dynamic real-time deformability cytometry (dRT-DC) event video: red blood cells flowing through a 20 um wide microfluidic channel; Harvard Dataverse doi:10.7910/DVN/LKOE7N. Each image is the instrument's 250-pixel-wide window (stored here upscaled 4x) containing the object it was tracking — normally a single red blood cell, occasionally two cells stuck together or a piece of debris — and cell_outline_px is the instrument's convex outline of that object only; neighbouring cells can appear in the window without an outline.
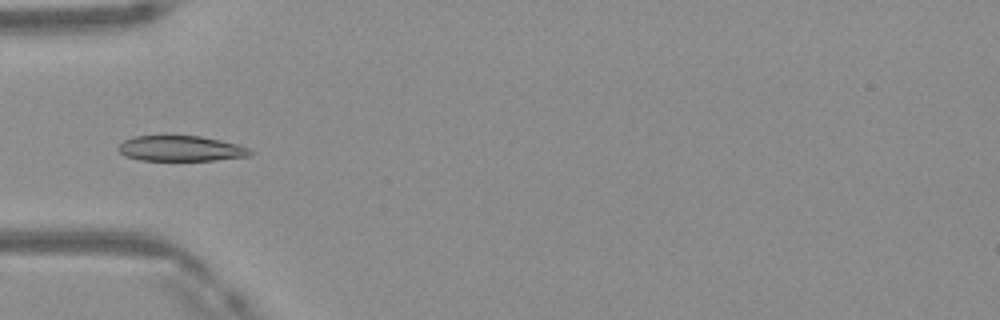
{"species": "Egyptian fruit bat (a non-hibernating species)", "species_latin": "Rousettus aegyptiacus", "temperature_condition": "warm", "stored_images_in_passage": 34, "camera_frame_rate_fps": 3000, "um_per_image_px": 0.085, "frame": {"image": 1, "passage_image": 1, "time_ms": 0.0, "image_size_px": [1000, 320], "cell_outline_px": [[252, 152], [248, 156], [216, 160], [140, 160], [124, 156], [116, 148], [124, 140], [132, 136], [200, 136], [236, 144], [252, 148]], "centroid_in_image_um": [15.34, 12.62], "position_along_channel_um": 69.7, "area_um2": 19.48}}
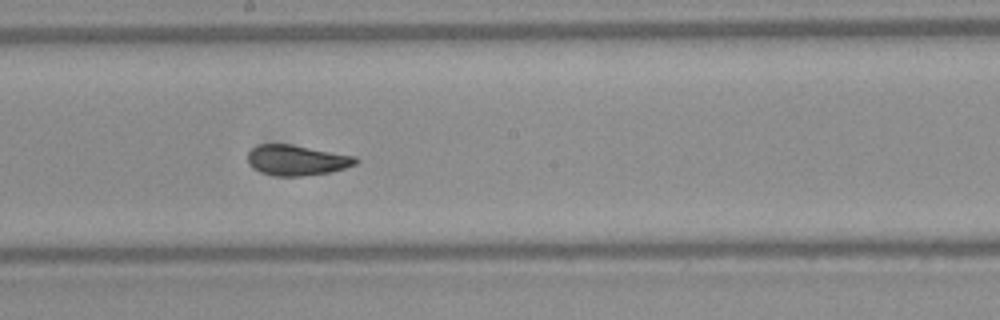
{"frame": {"image": 2, "passage_image": 12, "time_ms": 3.667, "image_size_px": [1000, 320], "cell_outline_px": [[360, 160], [356, 164], [332, 172], [304, 176], [276, 176], [260, 172], [252, 168], [248, 164], [248, 152], [252, 148], [260, 144], [292, 144], [356, 156]], "centroid_in_image_um": [25.23, 13.62], "position_along_channel_um": 223.0, "area_um2": 19.36}}
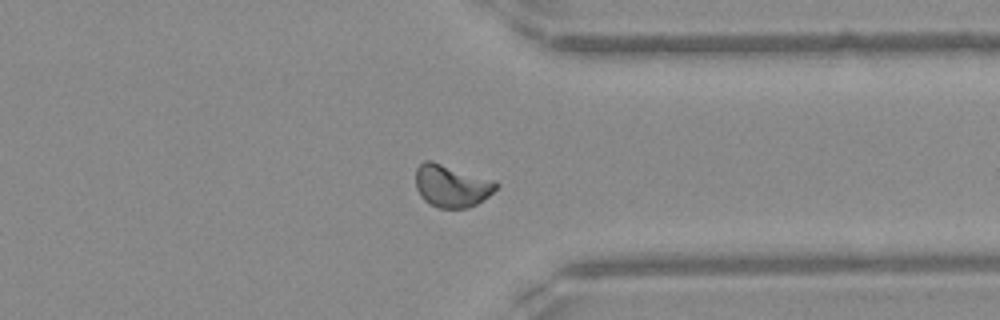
{"frame": {"image": 3, "passage_image": 23, "time_ms": 7.333, "image_size_px": [1000, 320], "cell_outline_px": [[500, 184], [488, 196], [476, 204], [468, 208], [440, 208], [424, 200], [420, 196], [416, 188], [416, 168], [424, 160], [432, 160], [496, 180]], "centroid_in_image_um": [38.39, 15.77], "position_along_channel_um": 373.0, "area_um2": 20.06}, "authors_computed_cell_mechanics": {"area_um2": 19.074, "velocity_mm_per_s": 4.1627, "shape_relaxation_time_tau1_ms": 2.9945, "shape_relaxation_time_tau2_ms": 0.7289, "deformation_change_tau1": 0.1345, "deformation_change_tau2": 0.0509}}